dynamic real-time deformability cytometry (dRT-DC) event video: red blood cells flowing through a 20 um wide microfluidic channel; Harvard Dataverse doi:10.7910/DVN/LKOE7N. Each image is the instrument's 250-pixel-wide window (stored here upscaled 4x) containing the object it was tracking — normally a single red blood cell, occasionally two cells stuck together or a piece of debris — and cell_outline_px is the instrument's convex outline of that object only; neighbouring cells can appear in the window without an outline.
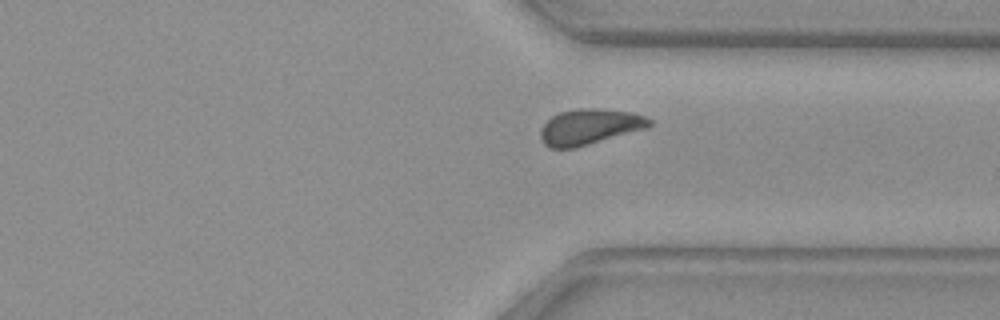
{"species": "common noctule bat (a hibernating species)", "species_latin": "Nyctalus noctula", "temperature_condition": "warm", "stored_images_in_passage": 47, "camera_frame_rate_fps": 3000, "um_per_image_px": 0.085, "animal": {"sex": "female", "body_mass_g": 29.2, "forearm_length_mm": 56.3}, "frame": {"image": 1, "passage_image": 35, "time_ms": 11.333, "image_size_px": [1000, 320], "cell_outline_px": [[652, 124], [648, 128], [576, 148], [552, 148], [544, 144], [540, 136], [540, 128], [552, 116], [560, 112], [580, 108], [596, 108], [632, 112], [644, 116], [652, 120]], "centroid_in_image_um": [50.13, 10.78], "position_along_channel_um": 361.3, "area_um2": 22.72}}
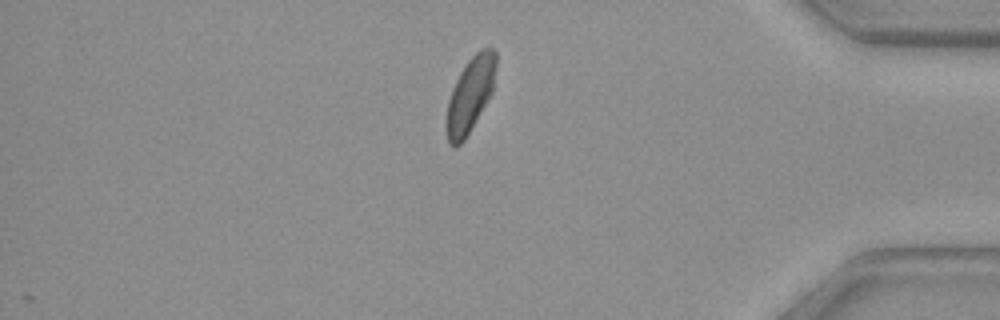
{"frame": {"image": 2, "passage_image": 40, "time_ms": 13.0, "image_size_px": [1000, 320], "cell_outline_px": [[496, 68], [492, 92], [464, 140], [460, 144], [448, 144], [448, 100], [452, 88], [460, 72], [468, 60], [480, 48], [488, 44], [496, 52]], "centroid_in_image_um": [40.01, 7.93], "position_along_channel_um": 395.2, "area_um2": 21.1}}